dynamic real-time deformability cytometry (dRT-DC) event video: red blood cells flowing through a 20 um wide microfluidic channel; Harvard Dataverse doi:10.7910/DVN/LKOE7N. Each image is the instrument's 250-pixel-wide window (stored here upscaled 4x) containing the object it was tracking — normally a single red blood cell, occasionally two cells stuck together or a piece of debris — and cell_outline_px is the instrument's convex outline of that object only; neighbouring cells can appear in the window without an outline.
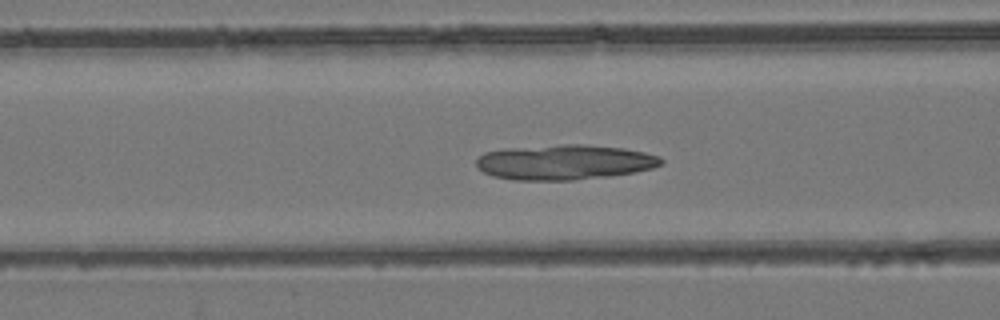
{"species": "common noctule bat (a hibernating species)", "species_latin": "Nyctalus noctula", "temperature_condition": "room temperature", "stored_images_in_passage": 54, "camera_frame_rate_fps": 3000, "um_per_image_px": 0.085, "animal": {"sex": "female", "body_mass_g": 24.6, "forearm_length_mm": 56.2}, "frame": {"image": 1, "passage_image": 21, "time_ms": 6.667, "image_size_px": [1000, 320], "cell_outline_px": [[664, 164], [652, 168], [636, 172], [608, 176], [576, 180], [512, 180], [492, 176], [484, 172], [476, 164], [476, 160], [484, 152], [504, 148], [564, 144], [584, 144], [624, 148], [644, 152], [660, 156], [664, 160]], "centroid_in_image_um": [48.0, 13.78], "position_along_channel_um": 118.6, "area_um2": 38.09}}
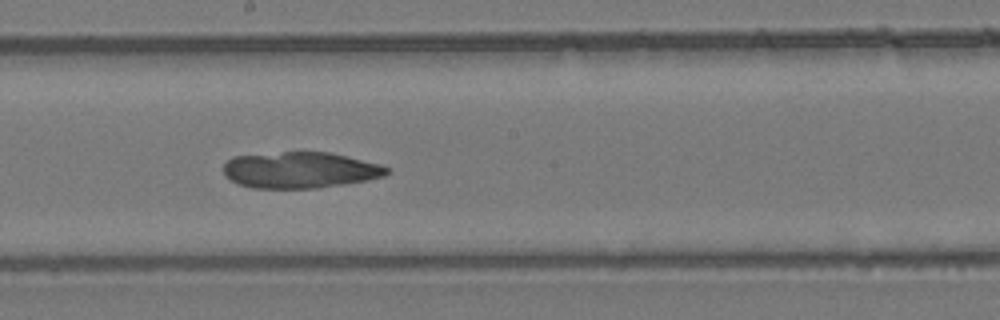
{"frame": {"image": 2, "passage_image": 29, "time_ms": 9.333, "image_size_px": [1000, 320], "cell_outline_px": [[388, 172], [384, 176], [368, 180], [344, 184], [316, 188], [252, 188], [240, 184], [224, 176], [224, 164], [232, 156], [284, 152], [328, 152], [380, 164], [388, 168]], "centroid_in_image_um": [25.49, 14.46], "position_along_channel_um": 222.7, "area_um2": 34.28}}
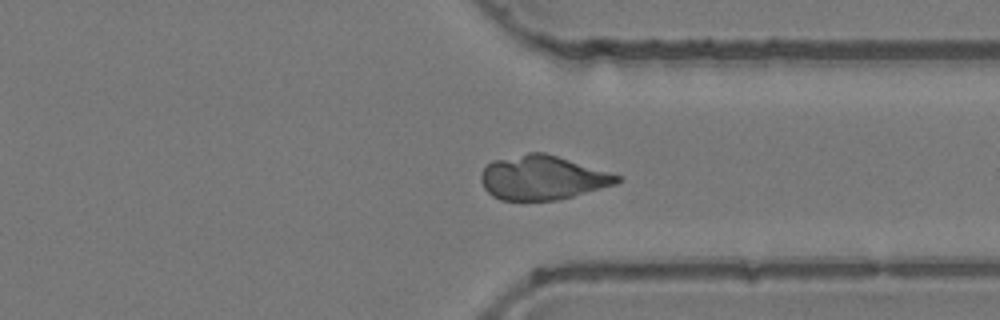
{"frame": {"image": 3, "passage_image": 40, "time_ms": 13.0, "image_size_px": [1000, 320], "cell_outline_px": [[620, 180], [616, 184], [560, 200], [500, 200], [492, 196], [484, 188], [480, 180], [480, 176], [484, 168], [492, 160], [528, 152], [544, 152], [620, 176]], "centroid_in_image_um": [46.05, 15.11], "position_along_channel_um": 365.3, "area_um2": 34.85}}